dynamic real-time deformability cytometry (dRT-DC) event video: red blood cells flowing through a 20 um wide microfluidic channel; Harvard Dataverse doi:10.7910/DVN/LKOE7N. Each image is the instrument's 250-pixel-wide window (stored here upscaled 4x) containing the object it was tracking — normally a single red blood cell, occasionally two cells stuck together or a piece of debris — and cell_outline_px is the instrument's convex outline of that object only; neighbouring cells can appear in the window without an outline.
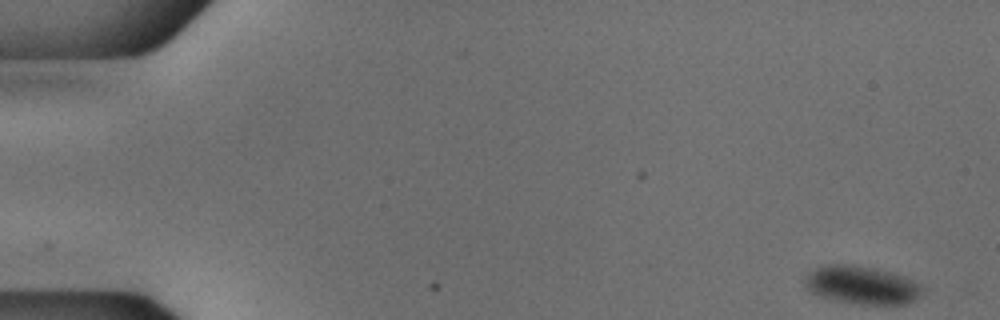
{"species": "common noctule bat (a hibernating species)", "species_latin": "Nyctalus noctula", "temperature_condition": "cold", "stored_images_in_passage": 53, "camera_frame_rate_fps": 3000, "um_per_image_px": 0.085, "animal": {"sex": "male", "body_mass_g": 18.8}, "frame": {"image": 1, "passage_image": 1, "time_ms": 0.0, "image_size_px": [1000, 320], "cell_outline_px": [[924, 292], [916, 300], [908, 304], [860, 304], [836, 300], [820, 296], [812, 292], [804, 284], [808, 276], [816, 268], [828, 264], [852, 264], [876, 268], [912, 280], [920, 284], [924, 288]], "centroid_in_image_um": [73.31, 24.24], "position_along_channel_um": 11.7, "area_um2": 25.84}}
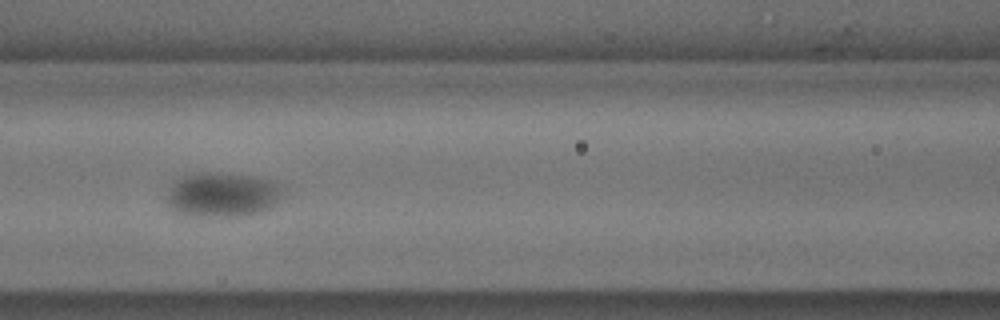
{"frame": {"image": 2, "passage_image": 23, "time_ms": 7.333, "image_size_px": [1000, 320], "cell_outline_px": [[280, 200], [272, 208], [260, 212], [240, 216], [200, 216], [176, 212], [168, 204], [168, 192], [172, 184], [184, 176], [196, 172], [224, 172], [272, 180], [280, 188]], "centroid_in_image_um": [18.91, 16.54], "position_along_channel_um": 147.7, "area_um2": 29.88}}
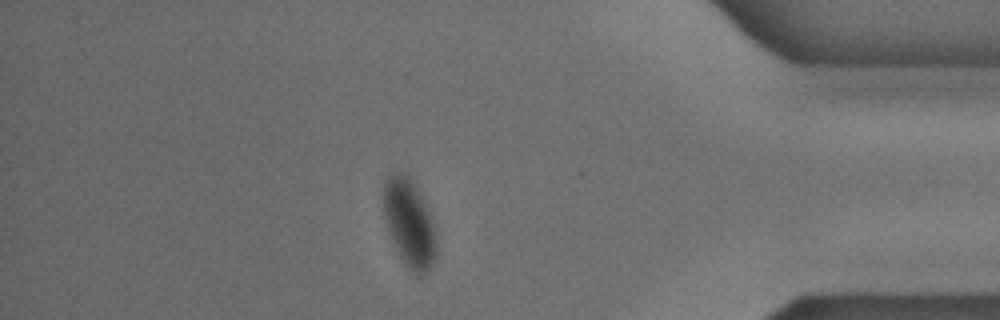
{"frame": {"image": 3, "passage_image": 46, "time_ms": 15.0, "image_size_px": [1000, 320], "cell_outline_px": [[436, 252], [432, 264], [428, 272], [420, 276], [416, 276], [404, 264], [396, 248], [388, 228], [384, 216], [384, 184], [388, 176], [396, 172], [400, 172], [408, 176], [412, 180], [428, 212], [432, 224], [436, 240]], "centroid_in_image_um": [34.78, 19.01], "position_along_channel_um": 400.4, "area_um2": 26.3}}